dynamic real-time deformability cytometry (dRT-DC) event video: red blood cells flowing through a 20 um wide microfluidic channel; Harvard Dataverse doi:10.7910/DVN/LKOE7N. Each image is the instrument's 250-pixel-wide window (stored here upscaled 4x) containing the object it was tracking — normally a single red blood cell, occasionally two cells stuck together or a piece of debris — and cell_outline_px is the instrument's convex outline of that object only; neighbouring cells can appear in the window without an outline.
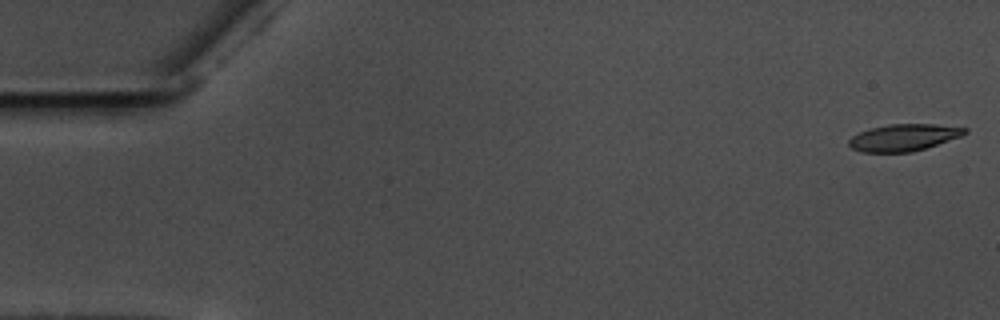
{"species": "common noctule bat (a hibernating species)", "species_latin": "Nyctalus noctula", "temperature_condition": "warm", "stored_images_in_passage": 57, "camera_frame_rate_fps": 3000, "um_per_image_px": 0.085, "animal": {"sex": "male", "body_mass_g": 17.5, "forearm_length_mm": 52.3}, "frame": {"image": 1, "passage_image": 1, "time_ms": 0.0, "image_size_px": [1000, 320], "cell_outline_px": [[968, 132], [960, 136], [912, 152], [860, 152], [852, 148], [848, 144], [848, 140], [852, 136], [860, 132], [872, 128], [888, 124], [932, 124], [968, 128]], "centroid_in_image_um": [76.78, 11.69], "position_along_channel_um": 8.2, "area_um2": 17.92}}
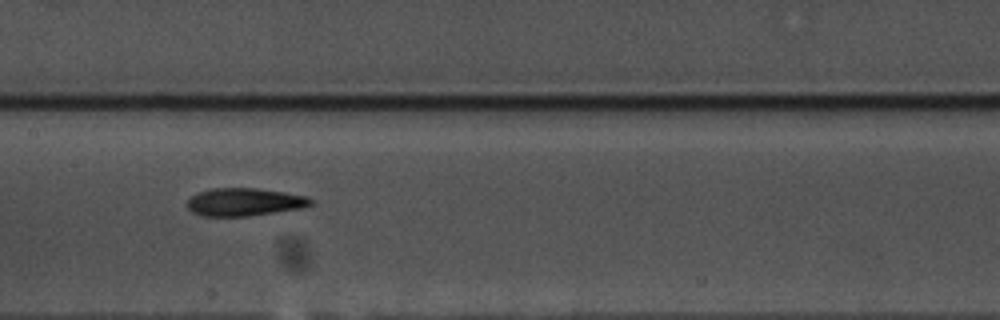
{"frame": {"image": 2, "passage_image": 28, "time_ms": 9.0, "image_size_px": [1000, 320], "cell_outline_px": [[312, 204], [300, 208], [276, 212], [248, 216], [204, 216], [192, 212], [188, 208], [188, 200], [192, 196], [200, 192], [212, 188], [256, 188], [284, 192], [308, 196], [312, 200]], "centroid_in_image_um": [20.78, 17.17], "position_along_channel_um": 186.6, "area_um2": 19.88}}
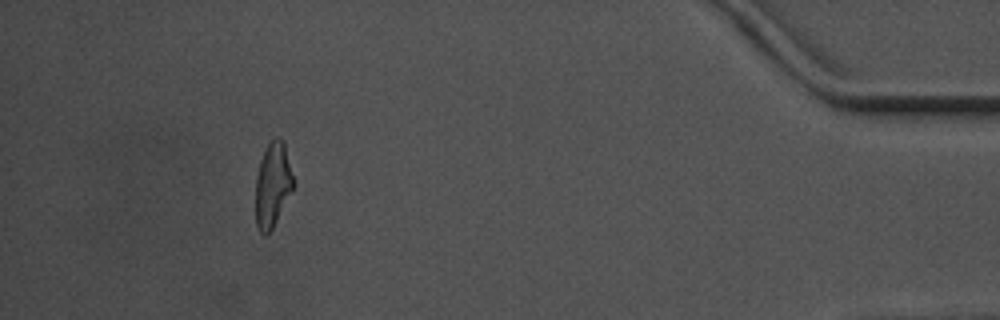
{"frame": {"image": 3, "passage_image": 52, "time_ms": 17.0, "image_size_px": [1000, 320], "cell_outline_px": [[296, 184], [292, 192], [272, 228], [264, 236], [260, 232], [256, 224], [256, 176], [260, 160], [268, 144], [276, 136], [284, 140]], "centroid_in_image_um": [23.21, 15.68], "position_along_channel_um": 412.0, "area_um2": 18.79}, "authors_computed_cell_mechanics": {"area_um2": 19.3052, "velocity_mm_per_s": 3.5902, "shape_relaxation_time_tau1_ms": 5.5375, "shape_relaxation_time_tau2_ms": 5.3359, "deformation_change_tau1": 0.1841, "deformation_change_tau2": 0.1355}}